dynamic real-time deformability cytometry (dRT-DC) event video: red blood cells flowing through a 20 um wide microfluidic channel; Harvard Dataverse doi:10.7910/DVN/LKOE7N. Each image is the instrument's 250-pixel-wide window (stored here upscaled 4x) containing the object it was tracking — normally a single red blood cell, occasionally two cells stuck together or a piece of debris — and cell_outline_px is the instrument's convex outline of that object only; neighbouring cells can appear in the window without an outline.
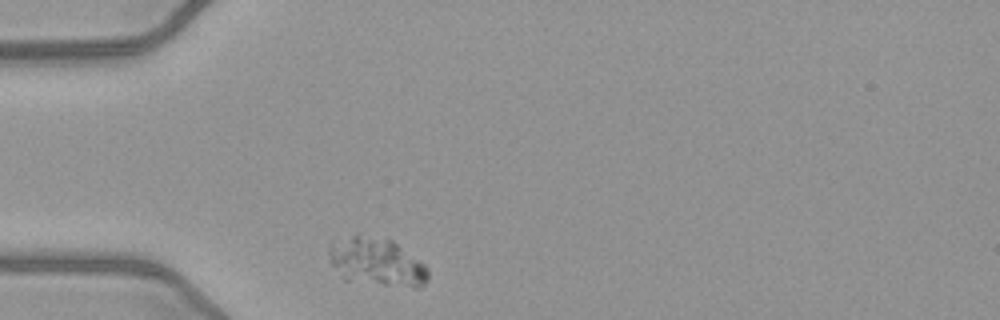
{"species": "common noctule bat (a hibernating species)", "species_latin": "Nyctalus noctula", "temperature_condition": "warm", "stored_images_in_passage": 33, "camera_frame_rate_fps": 3000, "um_per_image_px": 0.085, "animal": {"sex": "female", "body_mass_g": 21.9}, "frame": {"image": 1, "passage_image": 1, "time_ms": 0.0, "image_size_px": [1000, 320], "cell_outline_px": [[428, 280], [420, 288], [412, 288], [384, 284], [340, 268], [332, 264], [328, 260], [328, 244], [332, 236], [360, 236], [392, 240], [424, 264], [428, 268]], "centroid_in_image_um": [32.09, 22.16], "position_along_channel_um": 52.9, "area_um2": 25.95}}
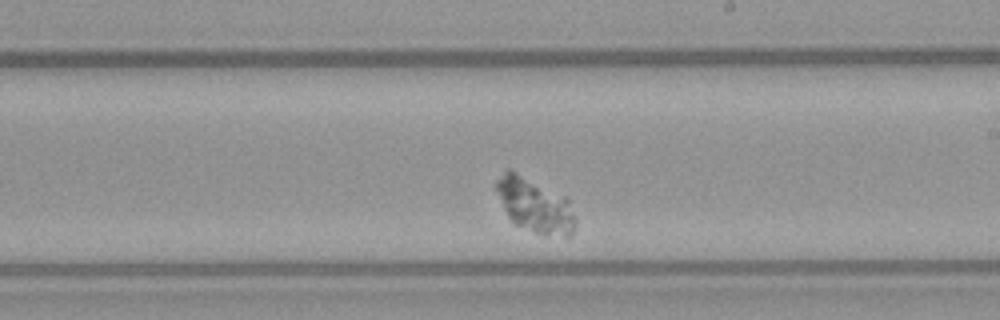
{"frame": {"image": 2, "passage_image": 18, "time_ms": 5.667, "image_size_px": [1000, 320], "cell_outline_px": [[576, 224], [572, 236], [564, 236], [536, 232], [516, 224], [508, 216], [492, 184], [508, 168], [568, 196], [576, 216]], "centroid_in_image_um": [45.5, 17.41], "position_along_channel_um": 243.5, "area_um2": 25.26}}
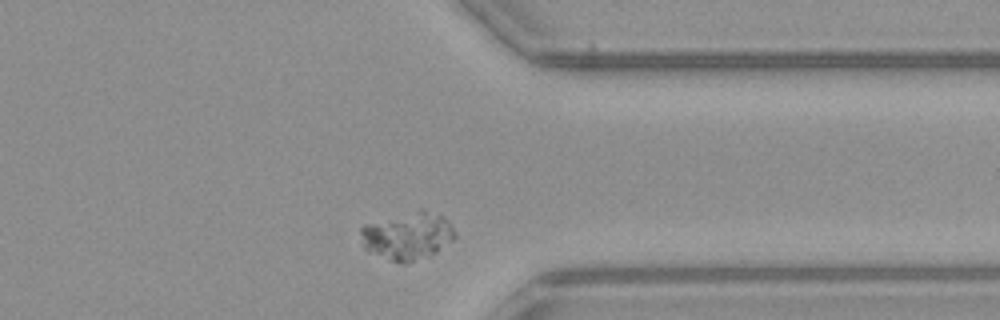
{"frame": {"image": 3, "passage_image": 29, "time_ms": 9.333, "image_size_px": [1000, 320], "cell_outline_px": [[456, 236], [452, 240], [436, 252], [408, 264], [404, 264], [388, 260], [368, 252], [364, 248], [360, 232], [360, 228], [364, 224], [420, 208], [424, 208], [444, 216], [448, 220]], "centroid_in_image_um": [34.62, 20.04], "position_along_channel_um": 376.8, "area_um2": 26.53}}